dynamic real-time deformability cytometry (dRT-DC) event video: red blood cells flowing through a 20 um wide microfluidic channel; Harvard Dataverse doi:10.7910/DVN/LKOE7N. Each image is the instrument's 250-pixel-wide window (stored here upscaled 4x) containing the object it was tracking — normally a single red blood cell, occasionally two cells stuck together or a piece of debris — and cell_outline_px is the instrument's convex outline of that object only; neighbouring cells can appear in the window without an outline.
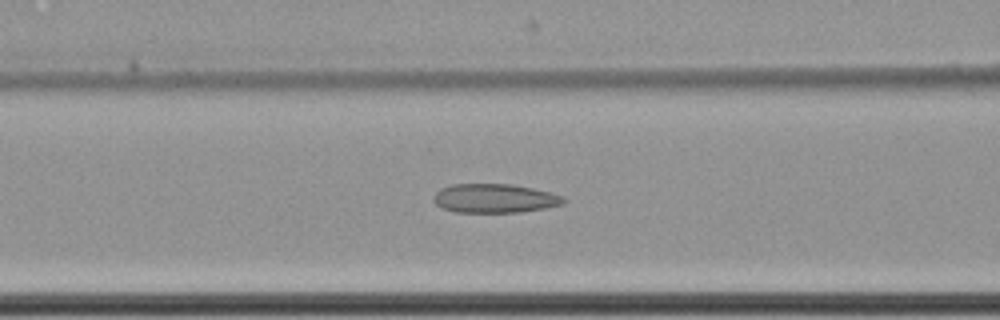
{"species": "common noctule bat (a hibernating species)", "species_latin": "Nyctalus noctula", "temperature_condition": "cold", "stored_images_in_passage": 17, "camera_frame_rate_fps": 3000, "um_per_image_px": 0.085, "animal": {"sex": "female", "body_mass_g": 22.7, "forearm_length_mm": 54.2}, "frame": {"image": 1, "passage_image": 15, "time_ms": 4.667, "image_size_px": [1000, 320], "cell_outline_px": [[568, 200], [564, 204], [544, 208], [520, 212], [456, 212], [444, 208], [436, 204], [432, 200], [432, 196], [440, 188], [452, 184], [512, 184], [532, 188], [564, 196]], "centroid_in_image_um": [42.04, 16.85], "position_along_channel_um": 124.6, "area_um2": 22.02}}